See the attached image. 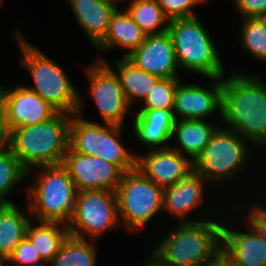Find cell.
Returning <instances> with one entry per match:
<instances>
[{
    "mask_svg": "<svg viewBox=\"0 0 266 266\" xmlns=\"http://www.w3.org/2000/svg\"><path fill=\"white\" fill-rule=\"evenodd\" d=\"M243 73L222 76L220 116L224 128L266 147V84L256 75Z\"/></svg>",
    "mask_w": 266,
    "mask_h": 266,
    "instance_id": "obj_1",
    "label": "cell"
},
{
    "mask_svg": "<svg viewBox=\"0 0 266 266\" xmlns=\"http://www.w3.org/2000/svg\"><path fill=\"white\" fill-rule=\"evenodd\" d=\"M222 225L213 218L179 223L149 257L158 266H201L211 262L221 254Z\"/></svg>",
    "mask_w": 266,
    "mask_h": 266,
    "instance_id": "obj_2",
    "label": "cell"
},
{
    "mask_svg": "<svg viewBox=\"0 0 266 266\" xmlns=\"http://www.w3.org/2000/svg\"><path fill=\"white\" fill-rule=\"evenodd\" d=\"M71 114L58 112L35 125L11 130L10 148L29 172L31 168L63 163L69 148Z\"/></svg>",
    "mask_w": 266,
    "mask_h": 266,
    "instance_id": "obj_3",
    "label": "cell"
},
{
    "mask_svg": "<svg viewBox=\"0 0 266 266\" xmlns=\"http://www.w3.org/2000/svg\"><path fill=\"white\" fill-rule=\"evenodd\" d=\"M35 169L38 174L28 185L26 210L40 222L68 225L77 210L79 191L67 168L58 164Z\"/></svg>",
    "mask_w": 266,
    "mask_h": 266,
    "instance_id": "obj_4",
    "label": "cell"
},
{
    "mask_svg": "<svg viewBox=\"0 0 266 266\" xmlns=\"http://www.w3.org/2000/svg\"><path fill=\"white\" fill-rule=\"evenodd\" d=\"M15 39L21 53L20 64L29 70L34 82V87L27 88L36 92L59 112L75 114L79 106L80 93L69 80L66 71L27 41L19 30L15 31Z\"/></svg>",
    "mask_w": 266,
    "mask_h": 266,
    "instance_id": "obj_5",
    "label": "cell"
},
{
    "mask_svg": "<svg viewBox=\"0 0 266 266\" xmlns=\"http://www.w3.org/2000/svg\"><path fill=\"white\" fill-rule=\"evenodd\" d=\"M178 66L206 78L225 76L215 43L197 16L169 20Z\"/></svg>",
    "mask_w": 266,
    "mask_h": 266,
    "instance_id": "obj_6",
    "label": "cell"
},
{
    "mask_svg": "<svg viewBox=\"0 0 266 266\" xmlns=\"http://www.w3.org/2000/svg\"><path fill=\"white\" fill-rule=\"evenodd\" d=\"M163 190L136 167L123 173L115 193L119 220L128 231L141 229L163 210Z\"/></svg>",
    "mask_w": 266,
    "mask_h": 266,
    "instance_id": "obj_7",
    "label": "cell"
},
{
    "mask_svg": "<svg viewBox=\"0 0 266 266\" xmlns=\"http://www.w3.org/2000/svg\"><path fill=\"white\" fill-rule=\"evenodd\" d=\"M246 141L238 132L219 126L194 161V169L207 182L214 184L224 183L225 179H234L233 175L249 164V142Z\"/></svg>",
    "mask_w": 266,
    "mask_h": 266,
    "instance_id": "obj_8",
    "label": "cell"
},
{
    "mask_svg": "<svg viewBox=\"0 0 266 266\" xmlns=\"http://www.w3.org/2000/svg\"><path fill=\"white\" fill-rule=\"evenodd\" d=\"M120 221L115 192L79 191L77 210L67 227L70 235L85 239L82 235L85 233L93 241L105 232L116 228L121 224Z\"/></svg>",
    "mask_w": 266,
    "mask_h": 266,
    "instance_id": "obj_9",
    "label": "cell"
},
{
    "mask_svg": "<svg viewBox=\"0 0 266 266\" xmlns=\"http://www.w3.org/2000/svg\"><path fill=\"white\" fill-rule=\"evenodd\" d=\"M99 59L88 65L86 70L89 79V93L96 103L99 115L106 124L122 126L126 114L130 112L120 79L117 73L106 63Z\"/></svg>",
    "mask_w": 266,
    "mask_h": 266,
    "instance_id": "obj_10",
    "label": "cell"
},
{
    "mask_svg": "<svg viewBox=\"0 0 266 266\" xmlns=\"http://www.w3.org/2000/svg\"><path fill=\"white\" fill-rule=\"evenodd\" d=\"M74 181L77 191L110 190L115 192L123 171L111 162L96 156L74 152L70 147L62 163Z\"/></svg>",
    "mask_w": 266,
    "mask_h": 266,
    "instance_id": "obj_11",
    "label": "cell"
},
{
    "mask_svg": "<svg viewBox=\"0 0 266 266\" xmlns=\"http://www.w3.org/2000/svg\"><path fill=\"white\" fill-rule=\"evenodd\" d=\"M0 93L10 130L45 122L59 112L27 86L19 85L10 90L0 85Z\"/></svg>",
    "mask_w": 266,
    "mask_h": 266,
    "instance_id": "obj_12",
    "label": "cell"
},
{
    "mask_svg": "<svg viewBox=\"0 0 266 266\" xmlns=\"http://www.w3.org/2000/svg\"><path fill=\"white\" fill-rule=\"evenodd\" d=\"M126 58L136 67L160 79L178 78L179 66L168 31L157 35H147L144 42Z\"/></svg>",
    "mask_w": 266,
    "mask_h": 266,
    "instance_id": "obj_13",
    "label": "cell"
},
{
    "mask_svg": "<svg viewBox=\"0 0 266 266\" xmlns=\"http://www.w3.org/2000/svg\"><path fill=\"white\" fill-rule=\"evenodd\" d=\"M214 81L209 89L195 84L179 82L173 105L175 120H205L218 110L221 113L222 77Z\"/></svg>",
    "mask_w": 266,
    "mask_h": 266,
    "instance_id": "obj_14",
    "label": "cell"
},
{
    "mask_svg": "<svg viewBox=\"0 0 266 266\" xmlns=\"http://www.w3.org/2000/svg\"><path fill=\"white\" fill-rule=\"evenodd\" d=\"M136 168L165 189L194 170V162L172 148L150 149L144 156L136 155Z\"/></svg>",
    "mask_w": 266,
    "mask_h": 266,
    "instance_id": "obj_15",
    "label": "cell"
},
{
    "mask_svg": "<svg viewBox=\"0 0 266 266\" xmlns=\"http://www.w3.org/2000/svg\"><path fill=\"white\" fill-rule=\"evenodd\" d=\"M206 179L195 169L191 171L186 177L172 186L163 190V211L177 216L180 223H194L201 222L199 220L185 219L187 214L204 202V190L206 187Z\"/></svg>",
    "mask_w": 266,
    "mask_h": 266,
    "instance_id": "obj_16",
    "label": "cell"
},
{
    "mask_svg": "<svg viewBox=\"0 0 266 266\" xmlns=\"http://www.w3.org/2000/svg\"><path fill=\"white\" fill-rule=\"evenodd\" d=\"M224 224L223 222L221 252L238 266H266L264 240L248 224L246 232H240V228L234 231Z\"/></svg>",
    "mask_w": 266,
    "mask_h": 266,
    "instance_id": "obj_17",
    "label": "cell"
},
{
    "mask_svg": "<svg viewBox=\"0 0 266 266\" xmlns=\"http://www.w3.org/2000/svg\"><path fill=\"white\" fill-rule=\"evenodd\" d=\"M133 120L135 136L141 143L149 146V149L170 147L165 144L172 139V130L176 121L173 110L139 109Z\"/></svg>",
    "mask_w": 266,
    "mask_h": 266,
    "instance_id": "obj_18",
    "label": "cell"
},
{
    "mask_svg": "<svg viewBox=\"0 0 266 266\" xmlns=\"http://www.w3.org/2000/svg\"><path fill=\"white\" fill-rule=\"evenodd\" d=\"M75 19L97 47L105 38L112 14L118 7L104 0H68Z\"/></svg>",
    "mask_w": 266,
    "mask_h": 266,
    "instance_id": "obj_19",
    "label": "cell"
},
{
    "mask_svg": "<svg viewBox=\"0 0 266 266\" xmlns=\"http://www.w3.org/2000/svg\"><path fill=\"white\" fill-rule=\"evenodd\" d=\"M146 34L135 23L131 15L124 11H119V8L112 14L108 32L104 40L96 47L102 51H110L112 48H120L127 50L124 57L128 56L141 43L144 42Z\"/></svg>",
    "mask_w": 266,
    "mask_h": 266,
    "instance_id": "obj_20",
    "label": "cell"
},
{
    "mask_svg": "<svg viewBox=\"0 0 266 266\" xmlns=\"http://www.w3.org/2000/svg\"><path fill=\"white\" fill-rule=\"evenodd\" d=\"M218 127V125H209L204 120H176L171 137L177 138L179 147L171 146L170 148L189 157L194 162Z\"/></svg>",
    "mask_w": 266,
    "mask_h": 266,
    "instance_id": "obj_21",
    "label": "cell"
},
{
    "mask_svg": "<svg viewBox=\"0 0 266 266\" xmlns=\"http://www.w3.org/2000/svg\"><path fill=\"white\" fill-rule=\"evenodd\" d=\"M79 95L77 112L71 115L69 147L78 154L96 156L102 149L103 125L83 118V103Z\"/></svg>",
    "mask_w": 266,
    "mask_h": 266,
    "instance_id": "obj_22",
    "label": "cell"
},
{
    "mask_svg": "<svg viewBox=\"0 0 266 266\" xmlns=\"http://www.w3.org/2000/svg\"><path fill=\"white\" fill-rule=\"evenodd\" d=\"M122 57L116 60L114 67L117 69L116 73L119 76L124 95L132 106L136 98V100H145L160 78L145 72L126 57Z\"/></svg>",
    "mask_w": 266,
    "mask_h": 266,
    "instance_id": "obj_23",
    "label": "cell"
},
{
    "mask_svg": "<svg viewBox=\"0 0 266 266\" xmlns=\"http://www.w3.org/2000/svg\"><path fill=\"white\" fill-rule=\"evenodd\" d=\"M29 220L14 203L0 204V255L7 259L26 237Z\"/></svg>",
    "mask_w": 266,
    "mask_h": 266,
    "instance_id": "obj_24",
    "label": "cell"
},
{
    "mask_svg": "<svg viewBox=\"0 0 266 266\" xmlns=\"http://www.w3.org/2000/svg\"><path fill=\"white\" fill-rule=\"evenodd\" d=\"M38 223L40 224L37 226L29 223L26 237L34 245L41 259L51 262L58 253L63 241L69 235L68 227L57 222Z\"/></svg>",
    "mask_w": 266,
    "mask_h": 266,
    "instance_id": "obj_25",
    "label": "cell"
},
{
    "mask_svg": "<svg viewBox=\"0 0 266 266\" xmlns=\"http://www.w3.org/2000/svg\"><path fill=\"white\" fill-rule=\"evenodd\" d=\"M125 9L146 35L168 31L169 19L156 0H131Z\"/></svg>",
    "mask_w": 266,
    "mask_h": 266,
    "instance_id": "obj_26",
    "label": "cell"
},
{
    "mask_svg": "<svg viewBox=\"0 0 266 266\" xmlns=\"http://www.w3.org/2000/svg\"><path fill=\"white\" fill-rule=\"evenodd\" d=\"M96 247L83 238L68 235L51 266H96Z\"/></svg>",
    "mask_w": 266,
    "mask_h": 266,
    "instance_id": "obj_27",
    "label": "cell"
},
{
    "mask_svg": "<svg viewBox=\"0 0 266 266\" xmlns=\"http://www.w3.org/2000/svg\"><path fill=\"white\" fill-rule=\"evenodd\" d=\"M122 126L106 124L103 125L102 149L96 157L116 164L123 172H127L136 167V154H130L126 147L120 142Z\"/></svg>",
    "mask_w": 266,
    "mask_h": 266,
    "instance_id": "obj_28",
    "label": "cell"
},
{
    "mask_svg": "<svg viewBox=\"0 0 266 266\" xmlns=\"http://www.w3.org/2000/svg\"><path fill=\"white\" fill-rule=\"evenodd\" d=\"M28 171L10 147L0 149V204H10L6 196L24 180Z\"/></svg>",
    "mask_w": 266,
    "mask_h": 266,
    "instance_id": "obj_29",
    "label": "cell"
},
{
    "mask_svg": "<svg viewBox=\"0 0 266 266\" xmlns=\"http://www.w3.org/2000/svg\"><path fill=\"white\" fill-rule=\"evenodd\" d=\"M240 30L243 49L255 59L266 62V19L243 18Z\"/></svg>",
    "mask_w": 266,
    "mask_h": 266,
    "instance_id": "obj_30",
    "label": "cell"
},
{
    "mask_svg": "<svg viewBox=\"0 0 266 266\" xmlns=\"http://www.w3.org/2000/svg\"><path fill=\"white\" fill-rule=\"evenodd\" d=\"M180 80L160 79L149 92L140 109L173 110L176 88Z\"/></svg>",
    "mask_w": 266,
    "mask_h": 266,
    "instance_id": "obj_31",
    "label": "cell"
},
{
    "mask_svg": "<svg viewBox=\"0 0 266 266\" xmlns=\"http://www.w3.org/2000/svg\"><path fill=\"white\" fill-rule=\"evenodd\" d=\"M163 13L169 19L189 18L197 16L192 10L194 6L204 3L205 0H156Z\"/></svg>",
    "mask_w": 266,
    "mask_h": 266,
    "instance_id": "obj_32",
    "label": "cell"
},
{
    "mask_svg": "<svg viewBox=\"0 0 266 266\" xmlns=\"http://www.w3.org/2000/svg\"><path fill=\"white\" fill-rule=\"evenodd\" d=\"M40 261H42V259L39 253L35 250L34 245L27 237L20 242L15 248V251L8 258V263H10L11 266L31 265Z\"/></svg>",
    "mask_w": 266,
    "mask_h": 266,
    "instance_id": "obj_33",
    "label": "cell"
},
{
    "mask_svg": "<svg viewBox=\"0 0 266 266\" xmlns=\"http://www.w3.org/2000/svg\"><path fill=\"white\" fill-rule=\"evenodd\" d=\"M243 18H258L266 15V0H233Z\"/></svg>",
    "mask_w": 266,
    "mask_h": 266,
    "instance_id": "obj_34",
    "label": "cell"
},
{
    "mask_svg": "<svg viewBox=\"0 0 266 266\" xmlns=\"http://www.w3.org/2000/svg\"><path fill=\"white\" fill-rule=\"evenodd\" d=\"M253 208V209H252ZM248 210L245 221L266 243V217H264L254 206Z\"/></svg>",
    "mask_w": 266,
    "mask_h": 266,
    "instance_id": "obj_35",
    "label": "cell"
},
{
    "mask_svg": "<svg viewBox=\"0 0 266 266\" xmlns=\"http://www.w3.org/2000/svg\"><path fill=\"white\" fill-rule=\"evenodd\" d=\"M11 130L7 124L6 108L0 93V149L10 147Z\"/></svg>",
    "mask_w": 266,
    "mask_h": 266,
    "instance_id": "obj_36",
    "label": "cell"
},
{
    "mask_svg": "<svg viewBox=\"0 0 266 266\" xmlns=\"http://www.w3.org/2000/svg\"><path fill=\"white\" fill-rule=\"evenodd\" d=\"M201 266H227V257L221 252L214 260Z\"/></svg>",
    "mask_w": 266,
    "mask_h": 266,
    "instance_id": "obj_37",
    "label": "cell"
},
{
    "mask_svg": "<svg viewBox=\"0 0 266 266\" xmlns=\"http://www.w3.org/2000/svg\"><path fill=\"white\" fill-rule=\"evenodd\" d=\"M47 264V265H46ZM49 264V265H48ZM52 265V263L50 261H40V262H36L34 264H31V265H24V266H50Z\"/></svg>",
    "mask_w": 266,
    "mask_h": 266,
    "instance_id": "obj_38",
    "label": "cell"
},
{
    "mask_svg": "<svg viewBox=\"0 0 266 266\" xmlns=\"http://www.w3.org/2000/svg\"><path fill=\"white\" fill-rule=\"evenodd\" d=\"M254 207L264 216V217H266V208L263 206H256V205H254Z\"/></svg>",
    "mask_w": 266,
    "mask_h": 266,
    "instance_id": "obj_39",
    "label": "cell"
},
{
    "mask_svg": "<svg viewBox=\"0 0 266 266\" xmlns=\"http://www.w3.org/2000/svg\"><path fill=\"white\" fill-rule=\"evenodd\" d=\"M8 261V259L2 255H0V266H5V263ZM7 266V265H6Z\"/></svg>",
    "mask_w": 266,
    "mask_h": 266,
    "instance_id": "obj_40",
    "label": "cell"
},
{
    "mask_svg": "<svg viewBox=\"0 0 266 266\" xmlns=\"http://www.w3.org/2000/svg\"><path fill=\"white\" fill-rule=\"evenodd\" d=\"M146 265H144V266H158L156 263H154L150 258H149V260H148V263L146 262L145 263Z\"/></svg>",
    "mask_w": 266,
    "mask_h": 266,
    "instance_id": "obj_41",
    "label": "cell"
},
{
    "mask_svg": "<svg viewBox=\"0 0 266 266\" xmlns=\"http://www.w3.org/2000/svg\"><path fill=\"white\" fill-rule=\"evenodd\" d=\"M104 1H107V2H109L111 4H113V5H116V3L121 2L123 0H104ZM124 1H126V0H124Z\"/></svg>",
    "mask_w": 266,
    "mask_h": 266,
    "instance_id": "obj_42",
    "label": "cell"
},
{
    "mask_svg": "<svg viewBox=\"0 0 266 266\" xmlns=\"http://www.w3.org/2000/svg\"><path fill=\"white\" fill-rule=\"evenodd\" d=\"M227 266H238V265L232 263V262L227 258Z\"/></svg>",
    "mask_w": 266,
    "mask_h": 266,
    "instance_id": "obj_43",
    "label": "cell"
}]
</instances>
